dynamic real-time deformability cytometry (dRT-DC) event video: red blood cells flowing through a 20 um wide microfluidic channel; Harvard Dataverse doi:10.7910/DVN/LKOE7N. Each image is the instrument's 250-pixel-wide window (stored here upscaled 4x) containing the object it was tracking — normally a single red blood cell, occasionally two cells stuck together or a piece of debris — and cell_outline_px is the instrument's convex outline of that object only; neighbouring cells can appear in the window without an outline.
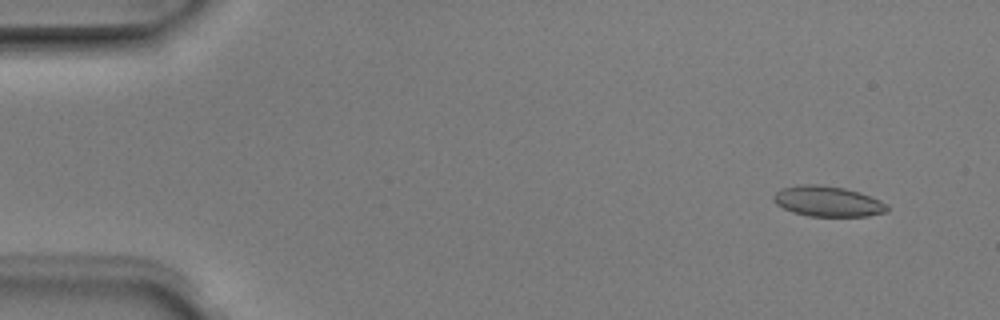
{"species": "Egyptian fruit bat (a non-hibernating species)", "species_latin": "Rousettus aegyptiacus", "temperature_condition": "room temperature", "stored_images_in_passage": 3, "camera_frame_rate_fps": 3000, "um_per_image_px": 0.085, "animal": {"sex": "male"}, "frame": {"image": 1, "passage_image": 1, "time_ms": 0.0, "image_size_px": [1000, 320], "cell_outline_px": [[888, 212], [868, 216], [808, 216], [792, 212], [776, 204], [772, 200], [772, 196], [780, 188], [800, 184], [816, 184], [844, 188], [860, 192], [880, 200], [888, 204]], "centroid_in_image_um": [70.35, 17.11], "position_along_channel_um": 14.7, "area_um2": 20.35}}